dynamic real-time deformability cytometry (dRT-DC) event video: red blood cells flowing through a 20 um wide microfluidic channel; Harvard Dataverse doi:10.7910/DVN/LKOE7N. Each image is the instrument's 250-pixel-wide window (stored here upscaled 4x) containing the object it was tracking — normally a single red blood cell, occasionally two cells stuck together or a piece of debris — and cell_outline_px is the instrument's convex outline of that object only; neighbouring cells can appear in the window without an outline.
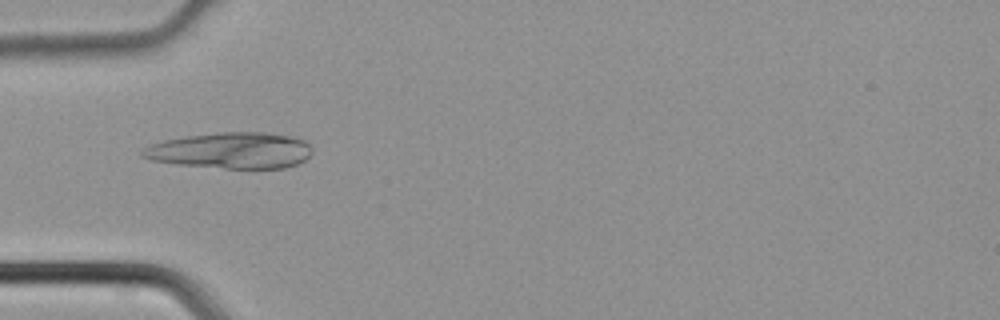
{"species": "common noctule bat (a hibernating species)", "species_latin": "Nyctalus noctula", "temperature_condition": "cold", "stored_images_in_passage": 33, "camera_frame_rate_fps": 3000, "um_per_image_px": 0.085, "animal": {"sex": "male", "body_mass_g": 21.5, "forearm_length_mm": 52.0}, "frame": {"image": 1, "passage_image": 3, "time_ms": 0.667, "image_size_px": [1000, 320], "cell_outline_px": [[312, 152], [304, 160], [296, 164], [284, 168], [224, 168], [176, 164], [152, 160], [140, 156], [140, 152], [144, 148], [152, 144], [164, 140], [188, 136], [220, 132], [264, 132], [296, 136], [304, 140], [312, 148]], "centroid_in_image_um": [19.65, 12.78], "position_along_channel_um": 65.3, "area_um2": 35.72}}
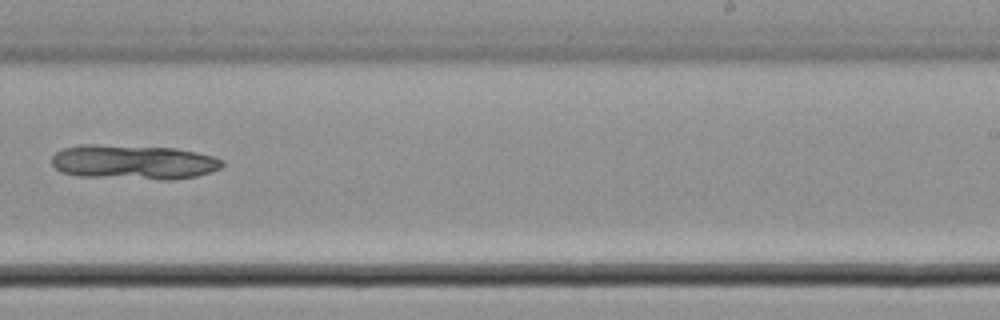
{"frame": {"image": 2, "passage_image": 17, "time_ms": 5.333, "image_size_px": [1000, 320], "cell_outline_px": [[224, 164], [220, 168], [196, 176], [168, 180], [160, 180], [76, 176], [60, 172], [52, 164], [52, 156], [56, 152], [64, 148], [80, 144], [96, 144], [176, 148], [196, 152], [212, 156], [224, 160]], "centroid_in_image_um": [11.32, 13.78], "position_along_channel_um": 277.7, "area_um2": 34.68}}
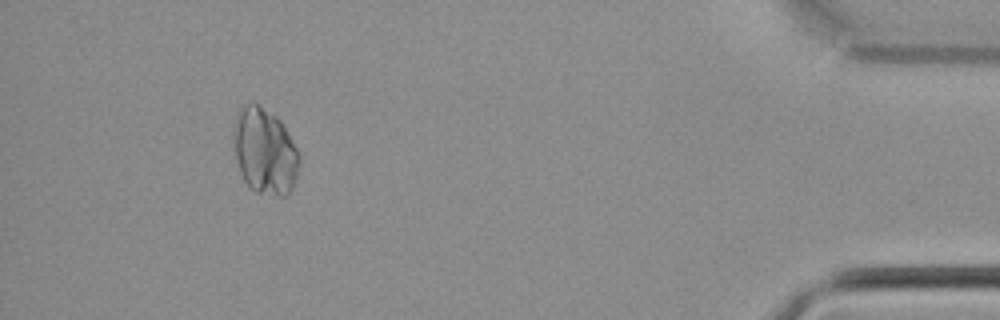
{"frame": {"image": 3, "passage_image": 30, "time_ms": 9.667, "image_size_px": [1000, 320], "cell_outline_px": [[300, 164], [296, 180], [288, 196], [280, 196], [256, 192], [244, 180], [240, 172], [232, 148], [232, 128], [236, 116], [244, 104], [252, 100], [260, 104], [276, 116], [280, 120], [300, 152]], "centroid_in_image_um": [22.49, 12.83], "position_along_channel_um": 412.7, "area_um2": 33.81}}